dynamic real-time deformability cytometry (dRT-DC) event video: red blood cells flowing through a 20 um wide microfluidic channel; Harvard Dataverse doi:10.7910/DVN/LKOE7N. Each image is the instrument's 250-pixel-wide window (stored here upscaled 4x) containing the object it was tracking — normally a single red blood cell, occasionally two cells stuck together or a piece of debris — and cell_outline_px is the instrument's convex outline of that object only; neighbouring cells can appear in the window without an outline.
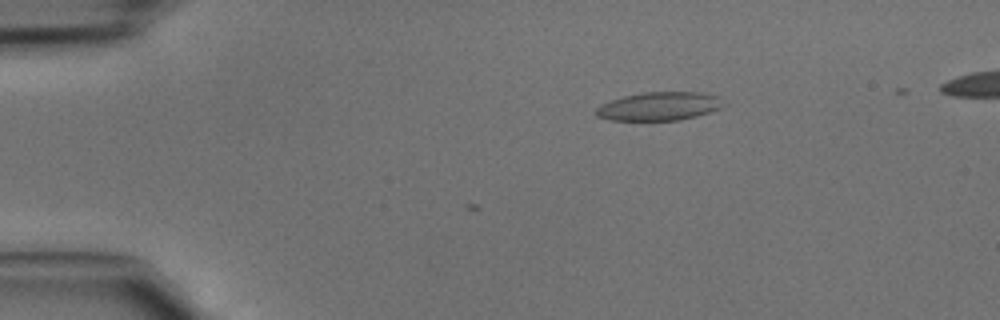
{"species": "common noctule bat (a hibernating species)", "species_latin": "Nyctalus noctula", "temperature_condition": "cold", "stored_images_in_passage": 4, "camera_frame_rate_fps": 3000, "um_per_image_px": 0.085, "animal": {"sex": "male", "body_mass_g": 15.6}, "frame": {"image": 1, "passage_image": 4, "time_ms": 1.0, "image_size_px": [1000, 320], "cell_outline_px": [[728, 104], [720, 108], [696, 116], [680, 120], [608, 120], [596, 116], [596, 108], [600, 104], [624, 96], [644, 92], [700, 92], [720, 96]], "centroid_in_image_um": [56.07, 9.03], "position_along_channel_um": 28.9, "area_um2": 21.27}}